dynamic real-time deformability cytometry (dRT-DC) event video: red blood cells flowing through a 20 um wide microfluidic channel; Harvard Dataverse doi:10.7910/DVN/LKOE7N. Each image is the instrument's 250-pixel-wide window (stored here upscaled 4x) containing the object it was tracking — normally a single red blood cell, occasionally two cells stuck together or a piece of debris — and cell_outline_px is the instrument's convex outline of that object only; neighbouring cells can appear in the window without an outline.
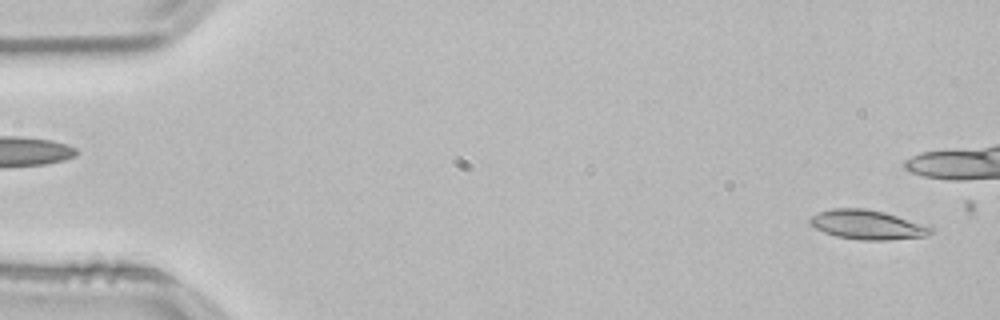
{"species": "common noctule bat (a hibernating species)", "species_latin": "Nyctalus noctula", "temperature_condition": "room temperature", "stored_images_in_passage": 6, "camera_frame_rate_fps": 3000, "um_per_image_px": 0.085, "animal": {"sex": "male", "body_mass_g": 21.5, "forearm_length_mm": 52.0}, "frame": {"image": 1, "passage_image": 2, "time_ms": 0.333, "image_size_px": [1000, 320], "cell_outline_px": [[932, 232], [924, 236], [888, 240], [860, 240], [836, 236], [824, 232], [808, 224], [808, 220], [812, 216], [820, 212], [832, 208], [864, 208], [884, 212], [932, 228]], "centroid_in_image_um": [73.64, 19.1], "position_along_channel_um": 11.4, "area_um2": 20.29}}